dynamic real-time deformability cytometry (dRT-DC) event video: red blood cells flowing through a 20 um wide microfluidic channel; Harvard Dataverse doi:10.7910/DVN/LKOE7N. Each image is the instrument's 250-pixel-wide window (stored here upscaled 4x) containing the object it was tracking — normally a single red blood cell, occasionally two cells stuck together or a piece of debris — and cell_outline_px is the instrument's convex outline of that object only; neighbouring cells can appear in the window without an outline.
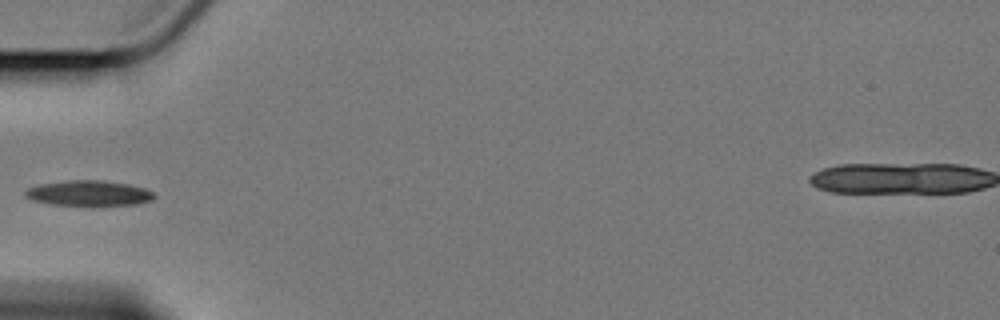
{"species": "Egyptian fruit bat (a non-hibernating species)", "species_latin": "Rousettus aegyptiacus", "temperature_condition": "cold", "stored_images_in_passage": 4, "segment_of_instrument_passage": [2, 2], "camera_frame_rate_fps": 3000, "um_per_image_px": 0.085, "animal": {"sex": "female"}, "frame": {"image": 1, "passage_image": 4, "time_ms": 4.333, "image_size_px": [1000, 320], "cell_outline_px": [[156, 196], [152, 200], [140, 204], [96, 208], [92, 208], [52, 204], [32, 200], [24, 196], [24, 192], [28, 188], [40, 184], [68, 180], [100, 180], [128, 184], [144, 188], [152, 192]], "centroid_in_image_um": [7.58, 16.47], "position_along_channel_um": 77.4, "area_um2": 19.94}}